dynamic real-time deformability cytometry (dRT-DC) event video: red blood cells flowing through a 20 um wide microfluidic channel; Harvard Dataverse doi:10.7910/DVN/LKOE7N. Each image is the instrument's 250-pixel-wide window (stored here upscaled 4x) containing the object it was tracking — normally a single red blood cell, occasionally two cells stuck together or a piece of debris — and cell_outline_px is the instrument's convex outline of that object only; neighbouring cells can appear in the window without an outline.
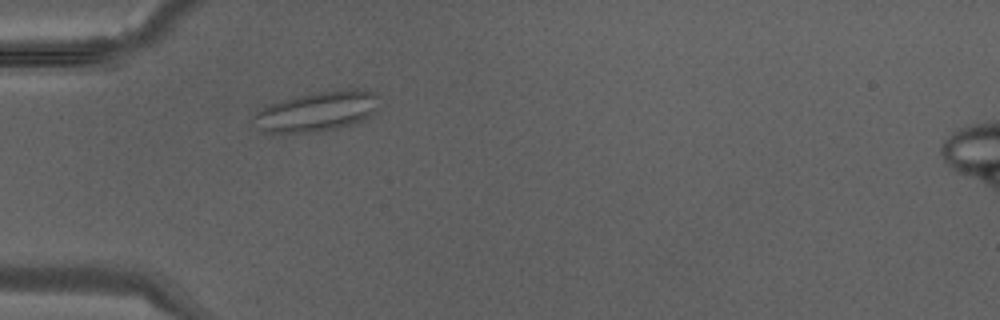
{"species": "Egyptian fruit bat (a non-hibernating species)", "species_latin": "Rousettus aegyptiacus", "temperature_condition": "warm", "stored_images_in_passage": 28, "camera_frame_rate_fps": 3000, "um_per_image_px": 0.085, "animal": {"sex": "male"}, "frame": {"image": 1, "passage_image": 1, "time_ms": 0.0, "image_size_px": [1000, 320], "cell_outline_px": [[380, 96], [376, 112], [372, 116], [364, 120], [352, 124], [336, 128], [316, 132], [264, 132], [252, 120], [252, 116], [264, 108], [272, 104], [284, 100], [300, 96], [320, 92], [344, 88], [364, 88], [376, 92]], "centroid_in_image_um": [27.08, 9.45], "position_along_channel_um": 57.9, "area_um2": 29.13}}